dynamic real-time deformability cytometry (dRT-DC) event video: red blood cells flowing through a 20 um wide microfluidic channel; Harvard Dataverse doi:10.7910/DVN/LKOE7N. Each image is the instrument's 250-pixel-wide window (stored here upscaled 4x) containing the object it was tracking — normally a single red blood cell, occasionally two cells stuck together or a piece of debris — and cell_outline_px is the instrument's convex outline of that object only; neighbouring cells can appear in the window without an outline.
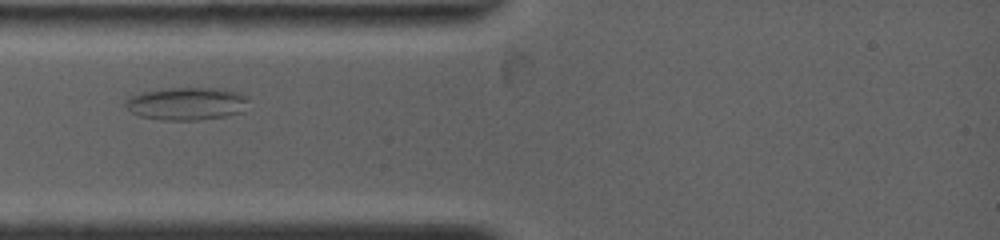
{"species": "common noctule bat (a hibernating species)", "species_latin": "Nyctalus noctula", "temperature_condition": "warm", "stored_images_in_passage": 2, "camera_frame_rate_fps": 4500, "um_per_image_px": 0.085, "animal": {"sex": "female", "body_mass_g": 19.0, "forearm_length_mm": 53.3}, "frame": {"image": 1, "passage_image": 1, "time_ms": 0.0, "image_size_px": [1000, 240], "cell_outline_px": [[248, 100], [244, 112], [224, 116], [196, 120], [160, 120], [140, 116], [132, 112], [124, 104], [124, 100], [132, 96], [144, 92], [168, 88], [224, 88], [236, 92], [244, 96]], "centroid_in_image_um": [15.87, 8.81], "position_along_channel_um": 69.1, "area_um2": 23.41}}